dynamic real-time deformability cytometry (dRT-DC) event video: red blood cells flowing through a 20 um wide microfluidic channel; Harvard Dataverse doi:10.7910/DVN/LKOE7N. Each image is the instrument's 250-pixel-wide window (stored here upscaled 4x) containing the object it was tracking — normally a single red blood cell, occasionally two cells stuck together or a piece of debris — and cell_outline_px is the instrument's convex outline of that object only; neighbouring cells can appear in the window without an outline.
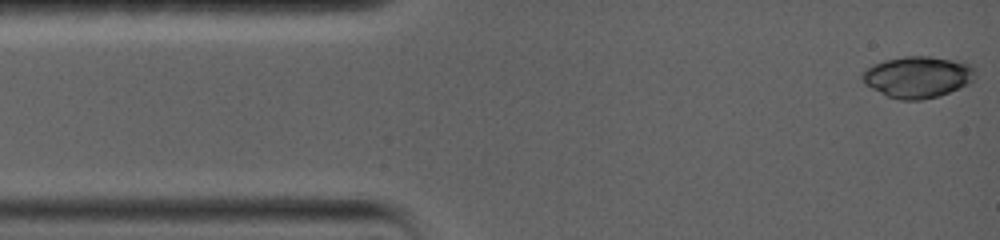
{"species": "common noctule bat (a hibernating species)", "species_latin": "Nyctalus noctula", "temperature_condition": "warm", "stored_images_in_passage": 31, "camera_frame_rate_fps": 5000, "um_per_image_px": 0.085, "animal": {"sex": "female", "body_mass_g": 19.0, "forearm_length_mm": 56.7}, "frame": {"image": 1, "passage_image": 1, "time_ms": 0.0, "image_size_px": [1000, 240], "cell_outline_px": [[976, 76], [972, 84], [940, 96], [920, 100], [900, 100], [888, 96], [864, 84], [860, 80], [860, 72], [872, 64], [884, 60], [904, 56], [932, 56], [964, 60], [972, 64], [976, 68]], "centroid_in_image_um": [78.07, 6.52], "position_along_channel_um": 6.9, "area_um2": 28.32}}
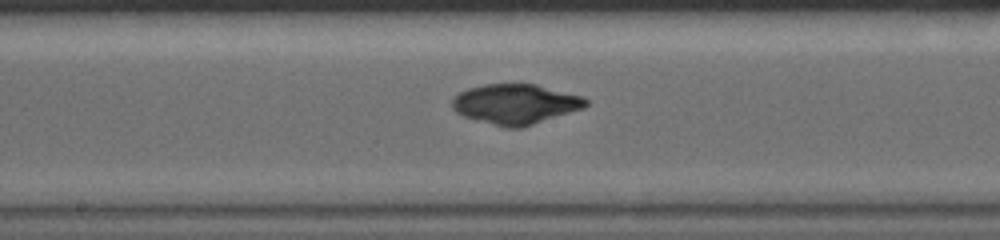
{"frame": {"image": 2, "passage_image": 18, "time_ms": 7.6, "image_size_px": [1000, 240], "cell_outline_px": [[588, 104], [584, 108], [520, 128], [504, 128], [464, 116], [456, 112], [452, 108], [452, 96], [468, 88], [484, 84], [536, 84], [584, 96], [588, 100]], "centroid_in_image_um": [43.82, 8.84], "position_along_channel_um": 204.4, "area_um2": 31.27}}
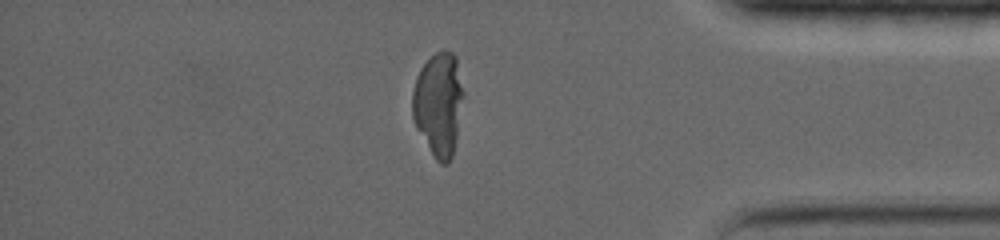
{"frame": {"image": 3, "passage_image": 31, "time_ms": 13.6, "image_size_px": [1000, 240], "cell_outline_px": [[464, 96], [452, 156], [448, 164], [440, 164], [436, 160], [416, 128], [412, 116], [412, 92], [416, 76], [420, 68], [436, 52], [452, 52], [456, 56], [464, 92]], "centroid_in_image_um": [37.27, 8.85], "position_along_channel_um": 397.9, "area_um2": 30.75}}